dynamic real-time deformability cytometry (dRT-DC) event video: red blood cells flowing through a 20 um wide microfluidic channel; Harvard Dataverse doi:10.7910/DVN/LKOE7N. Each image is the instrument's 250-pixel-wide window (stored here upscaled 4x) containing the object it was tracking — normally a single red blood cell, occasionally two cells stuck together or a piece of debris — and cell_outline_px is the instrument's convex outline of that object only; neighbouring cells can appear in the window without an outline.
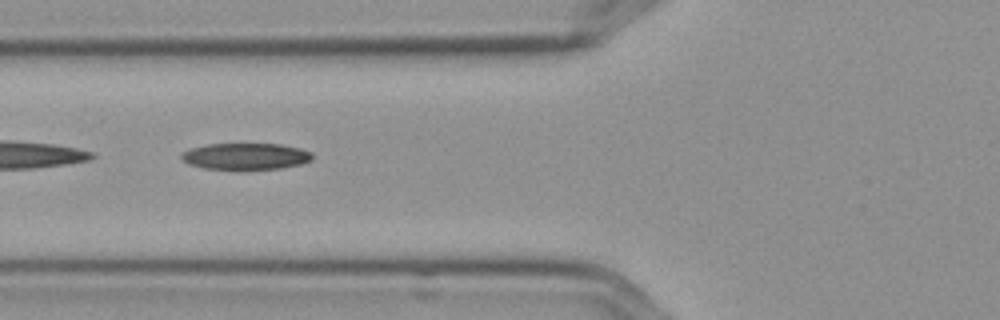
{"species": "Egyptian fruit bat (a non-hibernating species)", "species_latin": "Rousettus aegyptiacus", "temperature_condition": "cold", "stored_images_in_passage": 47, "camera_frame_rate_fps": 3000, "um_per_image_px": 0.085, "frame": {"image": 1, "passage_image": 12, "time_ms": 3.667, "image_size_px": [1000, 320], "cell_outline_px": [[312, 160], [300, 164], [280, 168], [204, 168], [188, 164], [180, 156], [180, 152], [192, 148], [208, 144], [280, 144], [300, 148], [312, 152]], "centroid_in_image_um": [20.88, 13.26], "position_along_channel_um": 104.9, "area_um2": 19.83}}
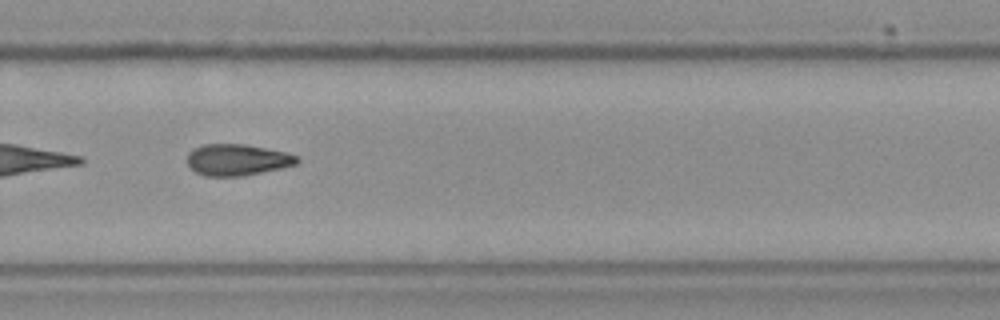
{"frame": {"image": 2, "passage_image": 29, "time_ms": 9.333, "image_size_px": [1000, 320], "cell_outline_px": [[300, 160], [296, 164], [280, 168], [240, 176], [204, 176], [188, 168], [188, 152], [192, 148], [204, 144], [244, 144], [284, 152], [296, 156]], "centroid_in_image_um": [20.09, 13.58], "position_along_channel_um": 309.7, "area_um2": 19.94}}
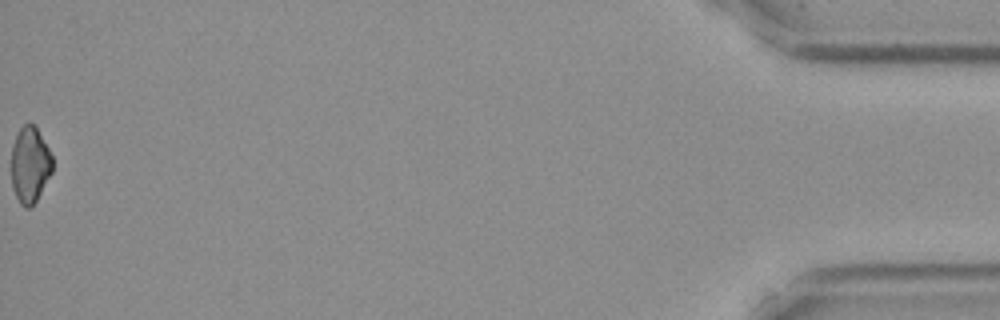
{"frame": {"image": 3, "passage_image": 47, "time_ms": 15.333, "image_size_px": [1000, 320], "cell_outline_px": [[52, 172], [36, 200], [28, 208], [24, 208], [20, 204], [12, 188], [12, 148], [16, 136], [20, 128], [24, 124], [32, 124], [36, 128], [48, 148], [52, 156]], "centroid_in_image_um": [2.54, 14.03], "position_along_channel_um": 432.7, "area_um2": 17.86}, "authors_computed_cell_mechanics": {"area_um2": 20.23, "velocity_mm_per_s": 3.6033, "shape_relaxation_time_tau1_ms": 9.3388, "shape_relaxation_time_tau2_ms": 10.6321, "deformation_change_tau1": 0.2165, "deformation_change_tau2": 0.2053}}